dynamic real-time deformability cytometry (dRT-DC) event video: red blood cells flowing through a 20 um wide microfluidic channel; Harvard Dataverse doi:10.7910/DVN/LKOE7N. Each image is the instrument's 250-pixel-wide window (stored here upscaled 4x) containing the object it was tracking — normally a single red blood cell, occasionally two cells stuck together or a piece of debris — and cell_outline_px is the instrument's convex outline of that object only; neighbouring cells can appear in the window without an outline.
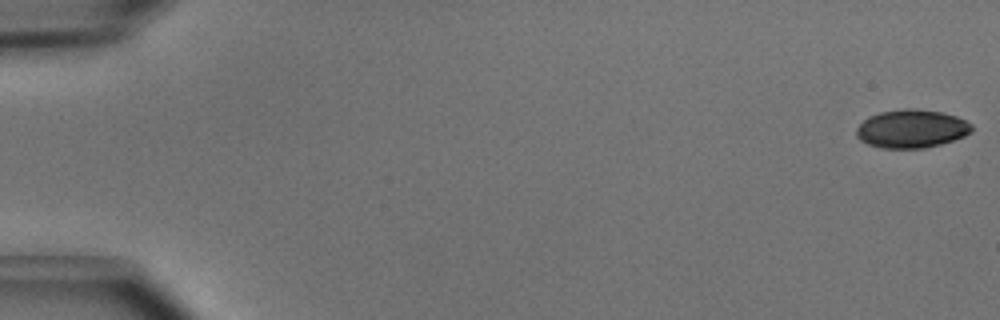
{"species": "common noctule bat (a hibernating species)", "species_latin": "Nyctalus noctula", "temperature_condition": "cold", "stored_images_in_passage": 4, "camera_frame_rate_fps": 3000, "um_per_image_px": 0.085, "animal": {"sex": "male", "body_mass_g": 15.6}, "frame": {"image": 1, "passage_image": 1, "time_ms": 0.0, "image_size_px": [1000, 320], "cell_outline_px": [[972, 132], [964, 136], [940, 144], [924, 148], [880, 148], [868, 144], [860, 140], [856, 136], [856, 128], [868, 116], [880, 112], [904, 108], [916, 108], [940, 112], [956, 116], [972, 124]], "centroid_in_image_um": [77.46, 10.94], "position_along_channel_um": 7.5, "area_um2": 25.78}}